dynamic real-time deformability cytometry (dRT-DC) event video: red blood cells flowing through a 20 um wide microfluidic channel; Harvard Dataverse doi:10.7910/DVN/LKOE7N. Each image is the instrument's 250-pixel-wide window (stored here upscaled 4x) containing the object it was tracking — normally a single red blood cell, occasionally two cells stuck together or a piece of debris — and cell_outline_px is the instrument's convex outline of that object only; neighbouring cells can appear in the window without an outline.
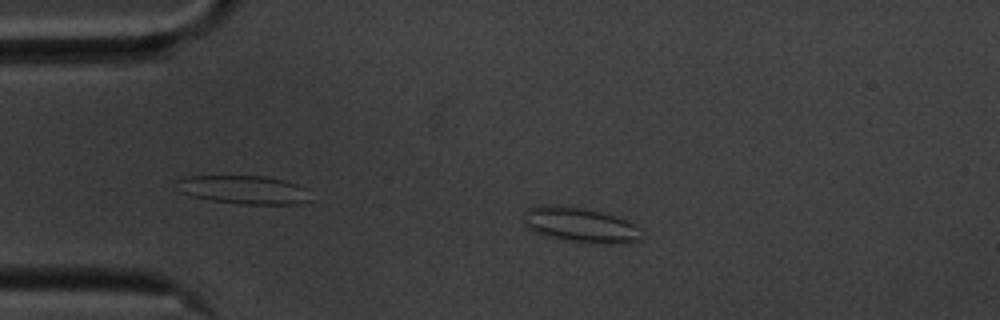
{"species": "common noctule bat (a hibernating species)", "species_latin": "Nyctalus noctula", "temperature_condition": "cold", "stored_images_in_passage": 45, "camera_frame_rate_fps": 3000, "um_per_image_px": 0.085, "animal": {"sex": "male", "body_mass_g": 20.1, "forearm_length_mm": 53.5}, "frame": {"image": 1, "passage_image": 6, "time_ms": 1.667, "image_size_px": [1000, 320], "cell_outline_px": [[640, 240], [624, 244], [604, 244], [564, 240], [544, 236], [528, 228], [524, 224], [524, 212], [528, 208], [540, 204], [560, 204], [584, 208], [616, 216], [628, 220], [636, 224], [640, 228]], "centroid_in_image_um": [49.32, 19.11], "position_along_channel_um": 35.7, "area_um2": 24.51}}
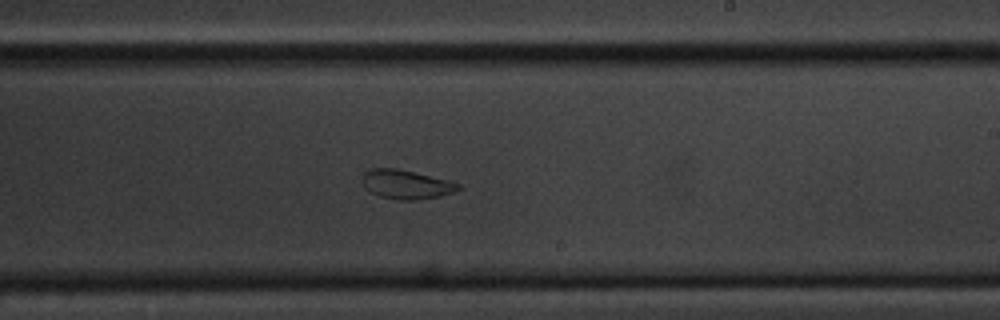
{"frame": {"image": 2, "passage_image": 28, "time_ms": 9.0, "image_size_px": [1000, 320], "cell_outline_px": [[464, 188], [440, 196], [416, 200], [400, 200], [380, 196], [364, 188], [364, 172], [368, 168], [396, 168], [448, 180], [460, 184]], "centroid_in_image_um": [34.54, 15.67], "position_along_channel_um": 254.5, "area_um2": 16.13}}
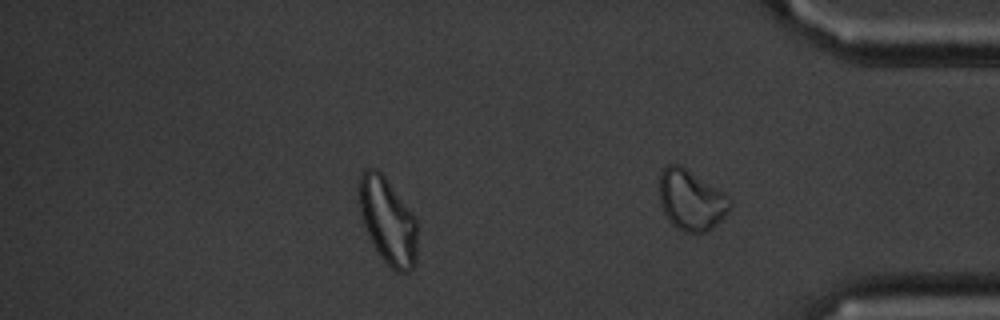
{"frame": {"image": 3, "passage_image": 39, "time_ms": 12.667, "image_size_px": [1000, 320], "cell_outline_px": [[416, 264], [408, 272], [396, 272], [380, 256], [364, 224], [360, 212], [356, 196], [360, 172], [364, 168], [376, 168], [384, 176], [416, 220]], "centroid_in_image_um": [32.91, 18.74], "position_along_channel_um": 402.3, "area_um2": 29.02}, "authors_computed_cell_mechanics": {"area_um2": 17.9758, "velocity_mm_per_s": 3.4661, "shape_relaxation_time_tau1_ms": null, "shape_relaxation_time_tau2_ms": 1.96, "deformation_change_tau1": null, "deformation_change_tau2": 0.0712}}